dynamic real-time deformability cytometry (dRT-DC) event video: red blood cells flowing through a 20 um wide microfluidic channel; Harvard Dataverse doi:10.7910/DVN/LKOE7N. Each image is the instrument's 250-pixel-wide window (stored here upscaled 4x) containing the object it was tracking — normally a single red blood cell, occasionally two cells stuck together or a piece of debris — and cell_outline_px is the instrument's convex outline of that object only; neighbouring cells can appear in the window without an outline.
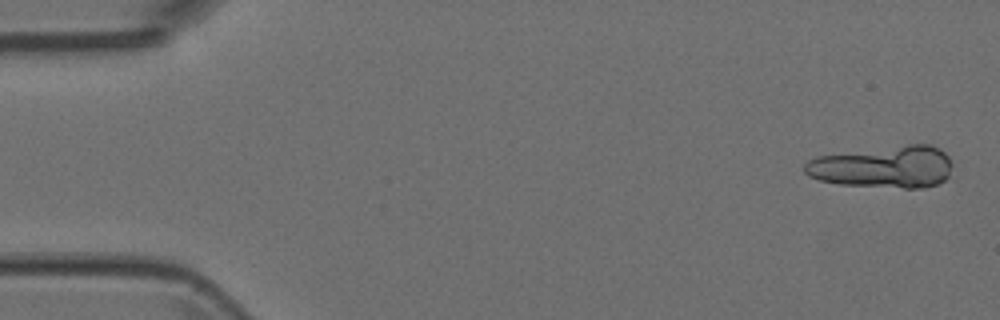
{"species": "Egyptian fruit bat (a non-hibernating species)", "species_latin": "Rousettus aegyptiacus", "temperature_condition": "room temperature", "stored_images_in_passage": 5, "camera_frame_rate_fps": 3000, "um_per_image_px": 0.085, "animal": {"sex": "female"}, "frame": {"image": 1, "passage_image": 1, "time_ms": 0.0, "image_size_px": [1000, 320], "cell_outline_px": [[952, 164], [948, 176], [944, 180], [936, 184], [924, 188], [904, 188], [840, 184], [820, 180], [808, 176], [804, 172], [804, 164], [808, 160], [816, 156], [908, 144], [932, 144], [940, 148], [948, 156]], "centroid_in_image_um": [75.1, 14.18], "position_along_channel_um": 9.9, "area_um2": 36.3}}